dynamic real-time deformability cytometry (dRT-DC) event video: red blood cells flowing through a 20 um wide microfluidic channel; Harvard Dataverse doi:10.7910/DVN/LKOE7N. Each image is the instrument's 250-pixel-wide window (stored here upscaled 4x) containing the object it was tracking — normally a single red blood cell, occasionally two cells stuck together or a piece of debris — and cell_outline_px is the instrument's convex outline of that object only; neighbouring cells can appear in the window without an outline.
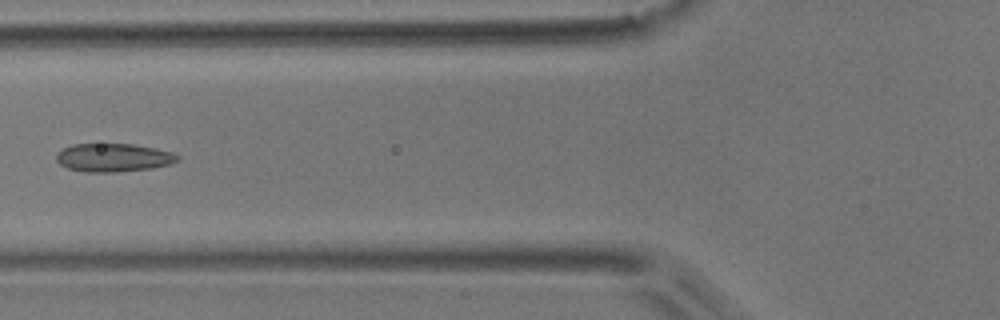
{"species": "common noctule bat (a hibernating species)", "species_latin": "Nyctalus noctula", "temperature_condition": "room temperature", "stored_images_in_passage": 4, "camera_frame_rate_fps": 3000, "um_per_image_px": 0.085, "animal": {"sex": "male", "body_mass_g": 17.9}, "frame": {"image": 1, "passage_image": 4, "time_ms": 4.333, "image_size_px": [1000, 320], "cell_outline_px": [[180, 160], [168, 164], [152, 168], [116, 172], [84, 172], [68, 168], [60, 164], [56, 160], [56, 152], [72, 144], [132, 144], [156, 148], [172, 152], [180, 156]], "centroid_in_image_um": [9.63, 13.39], "position_along_channel_um": 116.2, "area_um2": 20.06}}